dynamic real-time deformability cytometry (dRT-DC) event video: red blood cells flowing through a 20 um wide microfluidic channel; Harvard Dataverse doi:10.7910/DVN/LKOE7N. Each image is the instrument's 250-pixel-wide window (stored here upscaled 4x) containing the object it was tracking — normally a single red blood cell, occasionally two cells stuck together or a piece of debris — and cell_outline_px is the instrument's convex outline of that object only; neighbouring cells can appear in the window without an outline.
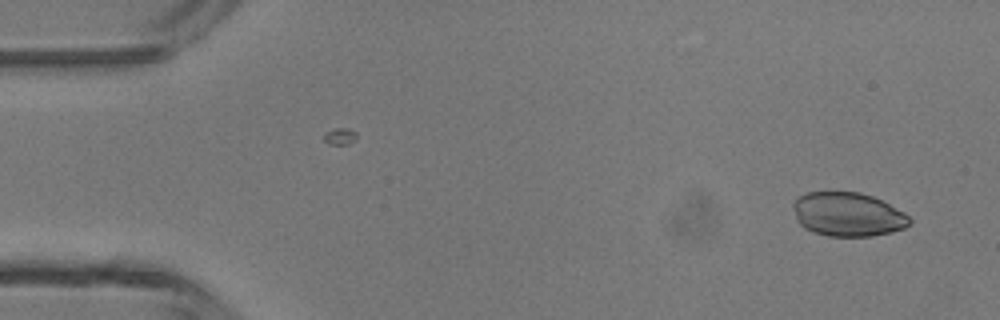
{"species": "common noctule bat (a hibernating species)", "species_latin": "Nyctalus noctula", "temperature_condition": "room temperature", "stored_images_in_passage": 46, "camera_frame_rate_fps": 3000, "um_per_image_px": 0.085, "animal": {"sex": "male", "body_mass_g": 13.3}, "frame": {"image": 1, "passage_image": 2, "time_ms": 0.333, "image_size_px": [1000, 320], "cell_outline_px": [[912, 220], [904, 228], [892, 232], [872, 236], [828, 236], [812, 232], [804, 228], [796, 220], [792, 208], [792, 204], [800, 196], [808, 192], [860, 192], [872, 196], [904, 212]], "centroid_in_image_um": [72.04, 18.23], "position_along_channel_um": 13.0, "area_um2": 29.82}}
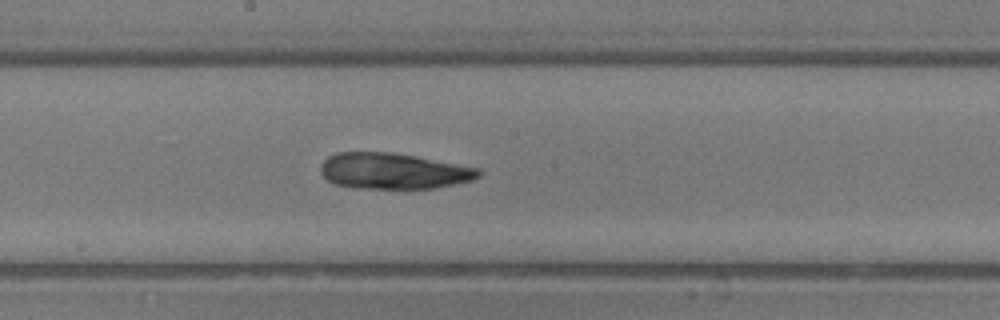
{"frame": {"image": 2, "passage_image": 24, "time_ms": 7.667, "image_size_px": [1000, 320], "cell_outline_px": [[480, 176], [472, 180], [456, 184], [436, 188], [360, 188], [336, 184], [328, 180], [320, 172], [320, 164], [328, 156], [336, 152], [388, 152], [416, 156], [480, 168]], "centroid_in_image_um": [33.44, 14.53], "position_along_channel_um": 214.8, "area_um2": 33.06}}
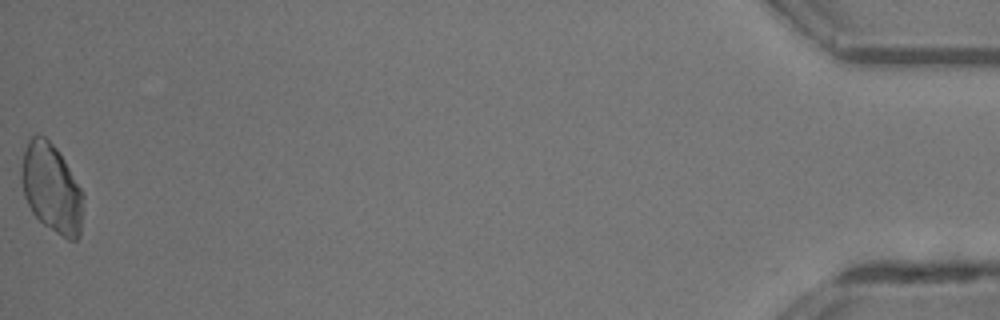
{"frame": {"image": 3, "passage_image": 46, "time_ms": 15.0, "image_size_px": [1000, 320], "cell_outline_px": [[84, 196], [80, 236], [76, 240], [68, 240], [44, 224], [32, 212], [24, 196], [20, 180], [20, 168], [24, 148], [28, 140], [36, 132], [44, 136], [56, 148], [64, 160], [84, 192]], "centroid_in_image_um": [4.37, 15.98], "position_along_channel_um": 430.8, "area_um2": 32.37}}